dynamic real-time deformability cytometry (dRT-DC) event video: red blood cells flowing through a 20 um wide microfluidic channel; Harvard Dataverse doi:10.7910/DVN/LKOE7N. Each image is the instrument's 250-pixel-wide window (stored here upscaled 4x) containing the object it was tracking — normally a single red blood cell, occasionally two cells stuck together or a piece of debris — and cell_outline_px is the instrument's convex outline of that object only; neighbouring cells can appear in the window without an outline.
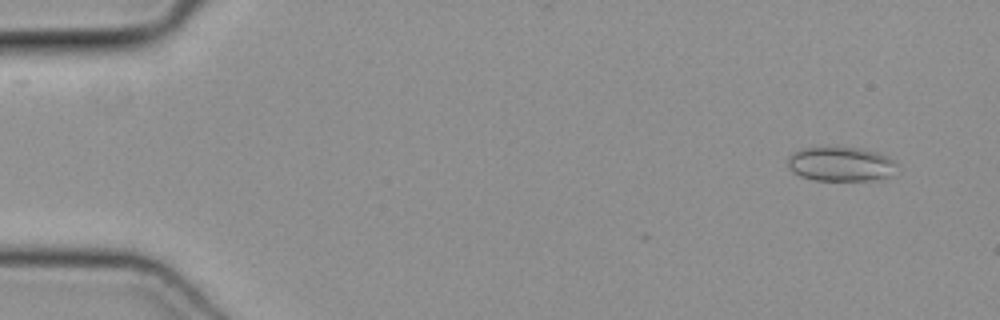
{"species": "common noctule bat (a hibernating species)", "species_latin": "Nyctalus noctula", "temperature_condition": "cold", "stored_images_in_passage": 38, "camera_frame_rate_fps": 3000, "um_per_image_px": 0.085, "animal": {"sex": "female", "body_mass_g": 19.3, "forearm_length_mm": 54.1}, "frame": {"image": 1, "passage_image": 1, "time_ms": 0.0, "image_size_px": [1000, 320], "cell_outline_px": [[896, 164], [892, 176], [880, 180], [812, 180], [800, 176], [792, 172], [788, 168], [788, 156], [796, 152], [808, 148], [860, 148], [876, 152], [888, 156]], "centroid_in_image_um": [71.48, 13.97], "position_along_channel_um": 13.5, "area_um2": 21.73}}
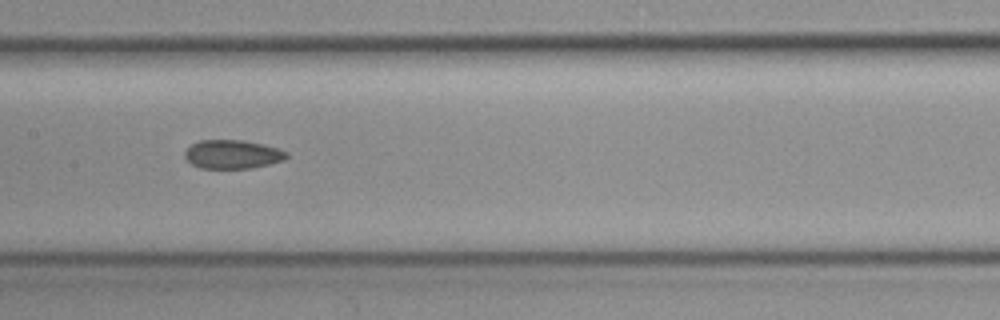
{"frame": {"image": 2, "passage_image": 22, "time_ms": 7.0, "image_size_px": [1000, 320], "cell_outline_px": [[288, 156], [284, 160], [252, 168], [200, 168], [192, 164], [184, 156], [184, 152], [192, 144], [200, 140], [244, 140], [276, 148], [288, 152]], "centroid_in_image_um": [19.75, 13.12], "position_along_channel_um": 187.7, "area_um2": 16.88}}
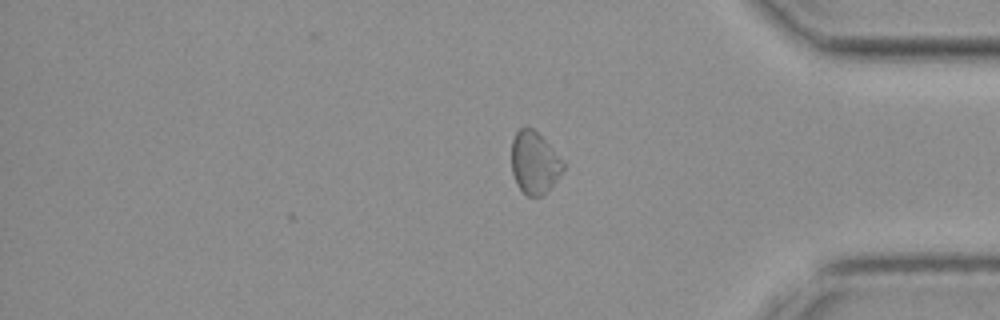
{"frame": {"image": 3, "passage_image": 38, "time_ms": 12.333, "image_size_px": [1000, 320], "cell_outline_px": [[564, 168], [556, 180], [544, 196], [528, 196], [516, 184], [512, 172], [512, 140], [516, 132], [520, 128], [532, 128], [564, 160]], "centroid_in_image_um": [45.43, 13.85], "position_along_channel_um": 389.8, "area_um2": 18.55}}